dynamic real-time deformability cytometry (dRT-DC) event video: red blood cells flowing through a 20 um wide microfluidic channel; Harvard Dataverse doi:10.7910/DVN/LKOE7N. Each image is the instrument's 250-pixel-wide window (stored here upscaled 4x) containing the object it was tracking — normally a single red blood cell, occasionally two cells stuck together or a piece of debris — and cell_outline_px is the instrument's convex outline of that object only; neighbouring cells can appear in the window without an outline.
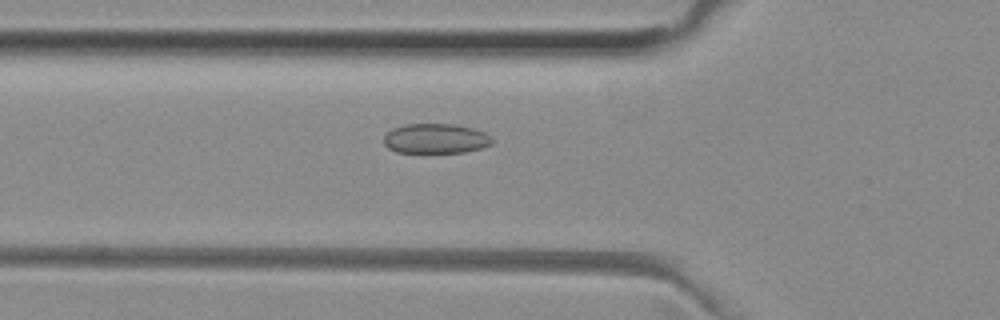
{"species": "common noctule bat (a hibernating species)", "species_latin": "Nyctalus noctula", "temperature_condition": "room temperature", "stored_images_in_passage": 37, "camera_frame_rate_fps": 3000, "um_per_image_px": 0.085, "animal": {"sex": "female", "body_mass_g": 29.2, "forearm_length_mm": 56.3}, "frame": {"image": 1, "passage_image": 3, "time_ms": 0.667, "image_size_px": [1000, 320], "cell_outline_px": [[492, 144], [480, 148], [464, 152], [396, 152], [388, 148], [384, 144], [384, 136], [392, 128], [404, 124], [452, 124], [472, 128], [484, 132], [492, 136]], "centroid_in_image_um": [37.02, 11.77], "position_along_channel_um": 88.8, "area_um2": 18.79}}
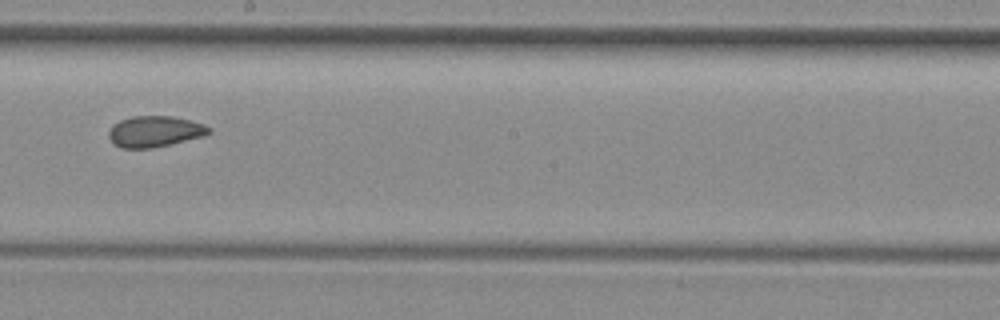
{"frame": {"image": 2, "passage_image": 14, "time_ms": 4.333, "image_size_px": [1000, 320], "cell_outline_px": [[212, 132], [204, 136], [152, 148], [120, 148], [108, 136], [108, 132], [112, 124], [120, 120], [132, 116], [172, 116], [204, 124], [212, 128]], "centroid_in_image_um": [13.16, 11.17], "position_along_channel_um": 235.0, "area_um2": 18.09}}
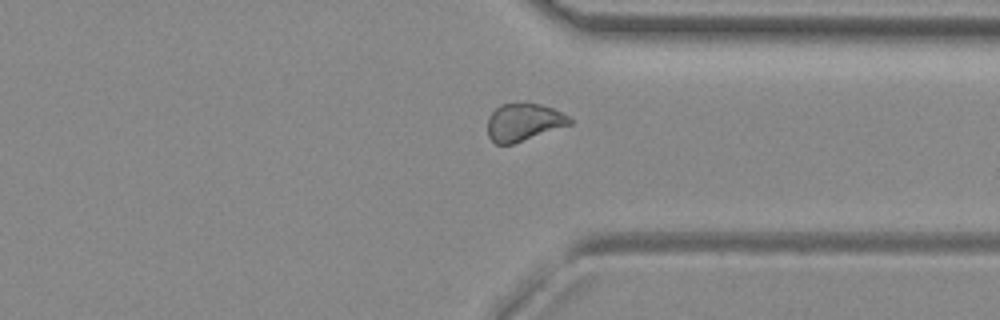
{"frame": {"image": 3, "passage_image": 24, "time_ms": 7.667, "image_size_px": [1000, 320], "cell_outline_px": [[572, 124], [512, 144], [496, 144], [488, 136], [488, 116], [500, 104], [524, 100], [540, 104], [552, 108], [568, 116], [572, 120]], "centroid_in_image_um": [44.49, 10.34], "position_along_channel_um": 366.9, "area_um2": 18.26}, "authors_computed_cell_mechanics": {"area_um2": 18.7272, "velocity_mm_per_s": 3.9813, "shape_relaxation_time_tau1_ms": null, "shape_relaxation_time_tau2_ms": 1.6438, "deformation_change_tau1": null, "deformation_change_tau2": 0.0636}}